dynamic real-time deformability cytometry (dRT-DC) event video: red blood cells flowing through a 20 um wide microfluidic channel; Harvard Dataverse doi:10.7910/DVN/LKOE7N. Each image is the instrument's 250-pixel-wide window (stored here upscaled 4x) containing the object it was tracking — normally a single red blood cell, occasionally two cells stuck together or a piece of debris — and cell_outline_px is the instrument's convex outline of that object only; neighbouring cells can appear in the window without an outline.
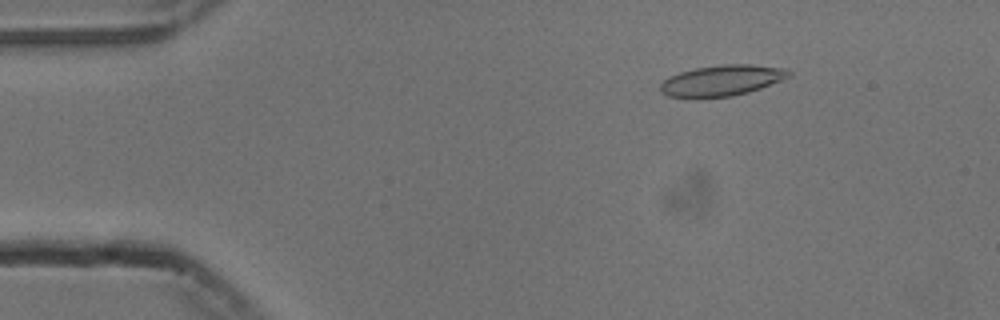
{"species": "common noctule bat (a hibernating species)", "species_latin": "Nyctalus noctula", "temperature_condition": "cold", "stored_images_in_passage": 54, "camera_frame_rate_fps": 3000, "um_per_image_px": 0.085, "animal": {"sex": "male", "body_mass_g": 13.3}, "frame": {"image": 1, "passage_image": 8, "time_ms": 2.333, "image_size_px": [1000, 320], "cell_outline_px": [[792, 76], [760, 88], [748, 92], [732, 96], [668, 96], [660, 92], [660, 84], [668, 76], [680, 72], [696, 68], [724, 64], [752, 64], [788, 68], [792, 72]], "centroid_in_image_um": [61.41, 6.81], "position_along_channel_um": 23.6, "area_um2": 22.83}}
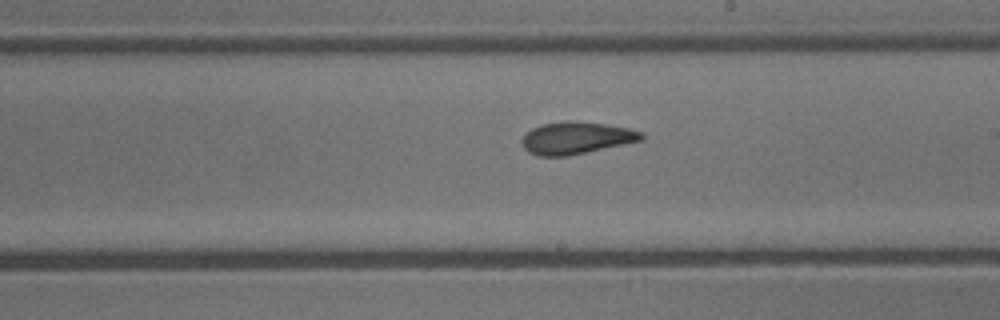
{"frame": {"image": 2, "passage_image": 31, "time_ms": 10.0, "image_size_px": [1000, 320], "cell_outline_px": [[644, 140], [568, 156], [536, 156], [528, 152], [524, 148], [524, 136], [532, 128], [544, 124], [564, 120], [568, 120], [604, 124], [628, 128], [644, 132]], "centroid_in_image_um": [49.02, 11.73], "position_along_channel_um": 240.0, "area_um2": 22.31}}
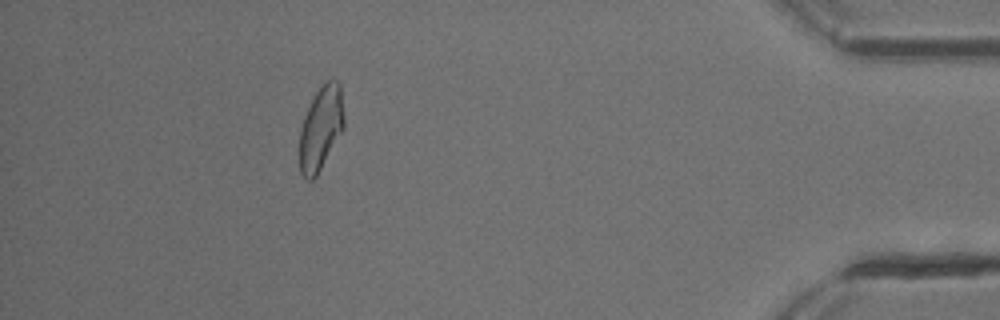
{"frame": {"image": 3, "passage_image": 49, "time_ms": 16.0, "image_size_px": [1000, 320], "cell_outline_px": [[344, 128], [316, 176], [312, 180], [308, 180], [300, 172], [300, 128], [304, 116], [316, 92], [328, 80], [336, 80], [340, 84], [344, 116]], "centroid_in_image_um": [27.28, 10.9], "position_along_channel_um": 407.9, "area_um2": 21.39}, "authors_computed_cell_mechanics": {"area_um2": 22.3397, "velocity_mm_per_s": 3.7545, "shape_relaxation_time_tau1_ms": 6.2004, "shape_relaxation_time_tau2_ms": 3.1271, "deformation_change_tau1": 0.1522, "deformation_change_tau2": 0.0745}}